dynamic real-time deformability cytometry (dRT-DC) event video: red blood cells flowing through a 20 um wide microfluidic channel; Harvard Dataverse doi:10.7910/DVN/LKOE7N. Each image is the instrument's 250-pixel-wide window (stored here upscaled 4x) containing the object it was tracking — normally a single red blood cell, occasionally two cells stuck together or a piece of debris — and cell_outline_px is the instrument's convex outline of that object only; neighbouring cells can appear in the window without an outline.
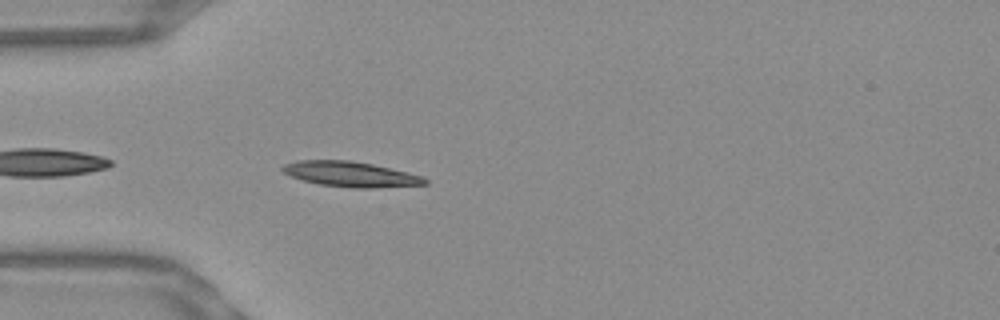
{"species": "Egyptian fruit bat (a non-hibernating species)", "species_latin": "Rousettus aegyptiacus", "temperature_condition": "warm", "stored_images_in_passage": 39, "camera_frame_rate_fps": 3000, "um_per_image_px": 0.085, "frame": {"image": 1, "passage_image": 2, "time_ms": 0.333, "image_size_px": [1000, 320], "cell_outline_px": [[428, 184], [372, 188], [352, 188], [320, 184], [304, 180], [292, 176], [284, 172], [280, 168], [284, 164], [296, 160], [352, 160], [372, 164], [424, 176], [428, 180]], "centroid_in_image_um": [29.82, 14.8], "position_along_channel_um": 55.2, "area_um2": 20.87}}
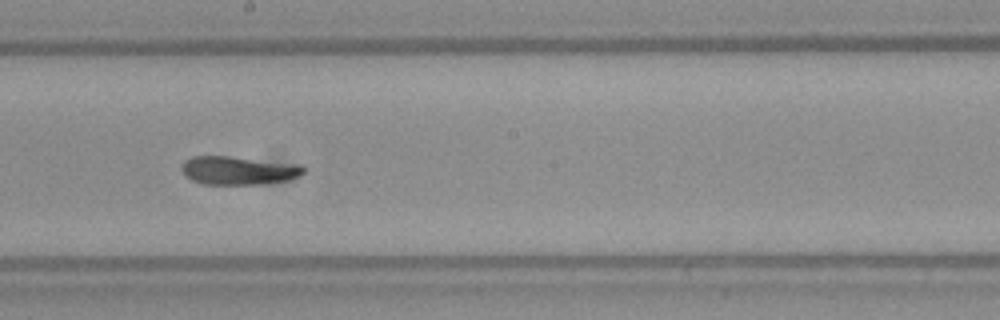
{"frame": {"image": 2, "passage_image": 16, "time_ms": 5.0, "image_size_px": [1000, 320], "cell_outline_px": [[308, 168], [304, 172], [288, 180], [264, 184], [200, 184], [184, 176], [180, 168], [180, 164], [184, 160], [192, 156], [228, 156], [300, 164]], "centroid_in_image_um": [20.22, 14.48], "position_along_channel_um": 228.0, "area_um2": 20.46}}
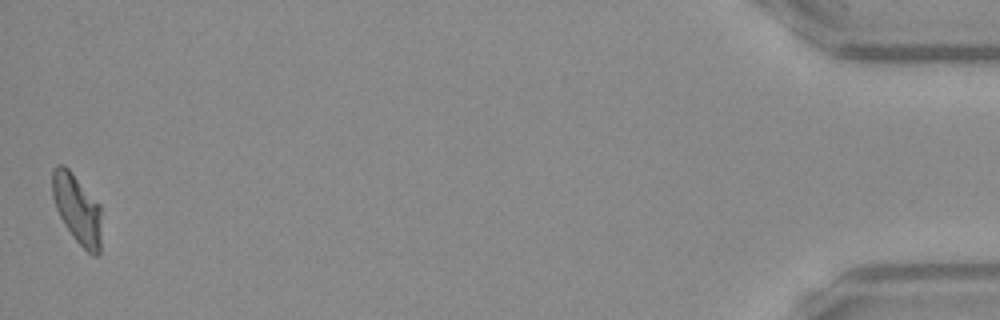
{"frame": {"image": 3, "passage_image": 39, "time_ms": 12.667, "image_size_px": [1000, 320], "cell_outline_px": [[100, 256], [92, 256], [72, 236], [64, 224], [56, 208], [52, 196], [52, 168], [56, 164], [64, 164], [68, 168], [100, 204]], "centroid_in_image_um": [6.54, 17.75], "position_along_channel_um": 428.7, "area_um2": 19.88}, "authors_computed_cell_mechanics": {"area_um2": 20.23, "velocity_mm_per_s": 3.8335, "shape_relaxation_time_tau1_ms": 5.2692, "shape_relaxation_time_tau2_ms": 2.3458, "deformation_change_tau1": 0.1829, "deformation_change_tau2": 0.0878}}